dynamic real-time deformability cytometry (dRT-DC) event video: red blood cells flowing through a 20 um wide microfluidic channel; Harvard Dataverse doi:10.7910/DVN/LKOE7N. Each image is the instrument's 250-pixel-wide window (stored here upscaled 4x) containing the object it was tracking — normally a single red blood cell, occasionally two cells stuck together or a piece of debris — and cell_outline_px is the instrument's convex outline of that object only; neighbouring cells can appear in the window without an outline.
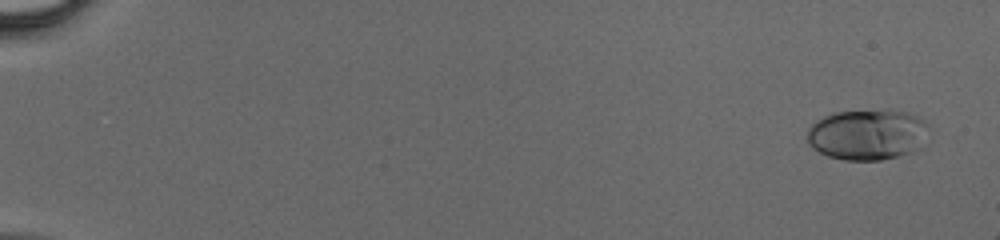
{"species": "human", "species_latin": "Homo sapiens", "temperature_condition": "cold", "stored_images_in_passage": 46, "camera_frame_rate_fps": 3000, "um_per_image_px": 0.085, "donor": {"sex": "male"}, "frame": {"image": 1, "passage_image": 1, "time_ms": 0.0, "image_size_px": [1000, 240], "cell_outline_px": [[928, 124], [924, 144], [920, 148], [912, 152], [880, 160], [844, 160], [828, 156], [812, 148], [808, 144], [808, 128], [816, 120], [832, 112], [884, 108], [888, 108], [904, 112], [916, 116], [924, 120]], "centroid_in_image_um": [73.73, 11.41], "position_along_channel_um": 11.3, "area_um2": 36.53}}
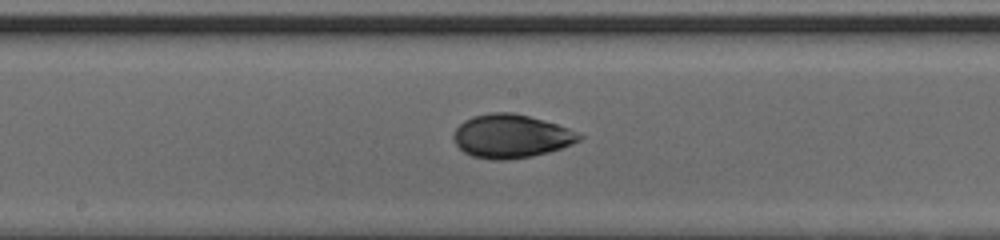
{"frame": {"image": 2, "passage_image": 26, "time_ms": 8.333, "image_size_px": [1000, 240], "cell_outline_px": [[584, 136], [580, 140], [572, 144], [548, 152], [532, 156], [508, 160], [492, 160], [472, 156], [464, 152], [456, 144], [452, 136], [456, 128], [464, 120], [472, 116], [488, 112], [512, 112], [544, 120], [568, 128]], "centroid_in_image_um": [43.42, 11.57], "position_along_channel_um": 204.8, "area_um2": 31.91}}
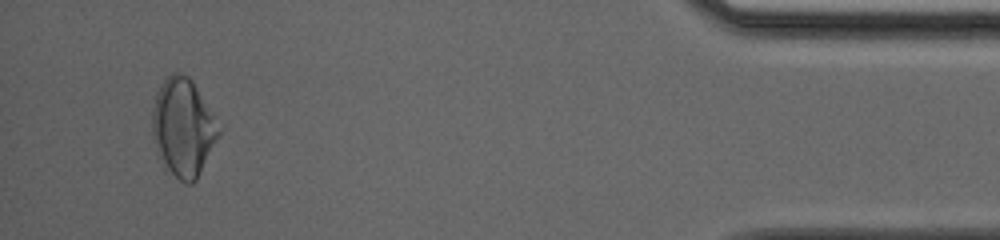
{"frame": {"image": 3, "passage_image": 44, "time_ms": 14.333, "image_size_px": [1000, 240], "cell_outline_px": [[220, 132], [196, 180], [192, 184], [184, 184], [164, 168], [156, 152], [152, 140], [152, 108], [156, 92], [160, 84], [172, 72], [180, 72], [188, 76], [196, 88], [212, 116]], "centroid_in_image_um": [15.48, 10.87], "position_along_channel_um": 419.7, "area_um2": 37.51}}